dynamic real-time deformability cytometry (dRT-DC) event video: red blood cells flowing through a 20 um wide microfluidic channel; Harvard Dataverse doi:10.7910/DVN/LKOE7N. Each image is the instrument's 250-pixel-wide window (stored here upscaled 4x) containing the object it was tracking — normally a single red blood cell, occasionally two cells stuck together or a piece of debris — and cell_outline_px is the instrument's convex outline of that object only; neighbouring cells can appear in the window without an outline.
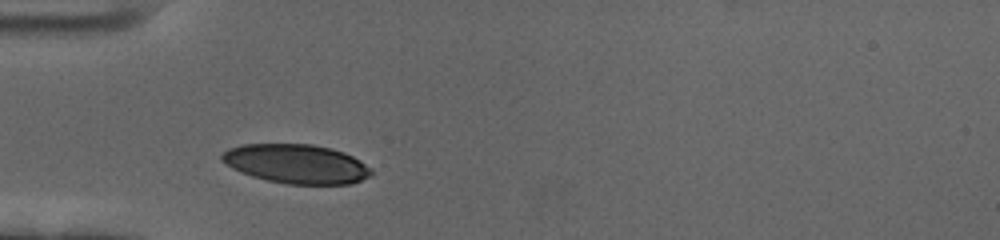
{"species": "human", "species_latin": "Homo sapiens", "temperature_condition": "cold", "stored_images_in_passage": 32, "camera_frame_rate_fps": 3000, "um_per_image_px": 0.085, "donor": {"sex": "female"}, "frame": {"image": 1, "passage_image": 1, "time_ms": 0.0, "image_size_px": [1000, 240], "cell_outline_px": [[372, 172], [368, 176], [360, 180], [348, 184], [288, 184], [268, 180], [252, 176], [240, 172], [232, 168], [220, 160], [220, 156], [228, 148], [244, 144], [312, 144], [332, 148], [344, 152], [352, 156], [372, 168]], "centroid_in_image_um": [25.17, 13.92], "position_along_channel_um": 59.8, "area_um2": 34.04}}
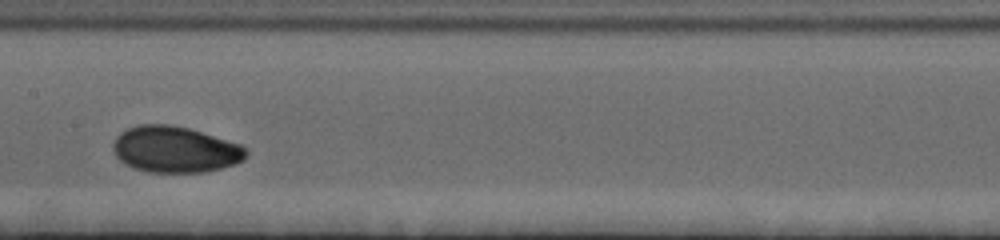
{"frame": {"image": 2, "passage_image": 13, "time_ms": 4.0, "image_size_px": [1000, 240], "cell_outline_px": [[248, 152], [240, 160], [232, 164], [220, 168], [204, 172], [148, 172], [136, 168], [120, 160], [116, 156], [112, 148], [112, 144], [116, 136], [120, 132], [136, 124], [168, 124], [188, 128], [240, 144]], "centroid_in_image_um": [14.82, 12.69], "position_along_channel_um": 192.6, "area_um2": 35.43}}
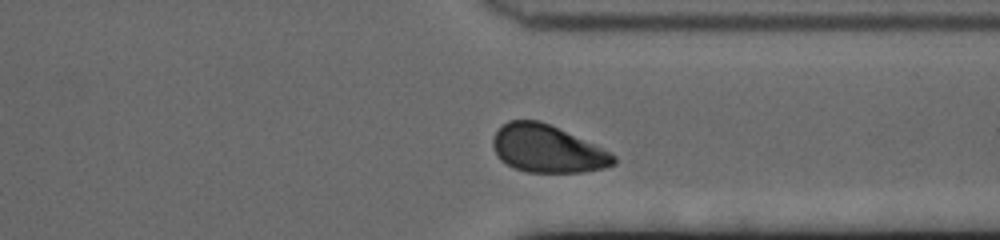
{"frame": {"image": 3, "passage_image": 28, "time_ms": 9.0, "image_size_px": [1000, 240], "cell_outline_px": [[616, 164], [604, 168], [584, 172], [528, 172], [516, 168], [500, 160], [492, 144], [492, 140], [496, 132], [508, 120], [536, 120], [548, 124], [592, 144], [616, 156]], "centroid_in_image_um": [46.5, 12.67], "position_along_channel_um": 364.9, "area_um2": 32.71}, "authors_computed_cell_mechanics": {"area_um2": 34.5933, "velocity_mm_per_s": 3.4392, "shape_relaxation_time_tau1_ms": 3.3201, "shape_relaxation_time_tau2_ms": 6.1757, "deformation_change_tau1": 0.1223, "deformation_change_tau2": 0.0664}}